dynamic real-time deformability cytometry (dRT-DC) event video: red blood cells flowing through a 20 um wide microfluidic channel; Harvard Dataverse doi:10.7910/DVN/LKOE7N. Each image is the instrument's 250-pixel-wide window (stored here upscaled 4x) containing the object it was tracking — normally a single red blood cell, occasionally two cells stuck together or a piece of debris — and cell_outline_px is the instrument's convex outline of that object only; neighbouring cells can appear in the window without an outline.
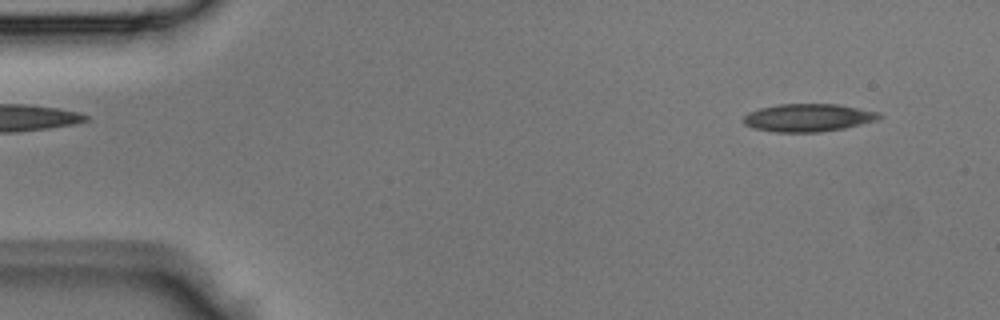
{"species": "Egyptian fruit bat (a non-hibernating species)", "species_latin": "Rousettus aegyptiacus", "temperature_condition": "room temperature", "stored_images_in_passage": 42, "camera_frame_rate_fps": 3000, "um_per_image_px": 0.085, "animal": {"sex": "male"}, "frame": {"image": 1, "passage_image": 3, "time_ms": 0.667, "image_size_px": [1000, 320], "cell_outline_px": [[884, 116], [876, 120], [844, 128], [820, 132], [776, 132], [756, 128], [744, 124], [744, 116], [748, 112], [760, 108], [780, 104], [836, 104], [880, 112]], "centroid_in_image_um": [68.71, 10.0], "position_along_channel_um": 16.3, "area_um2": 21.85}}
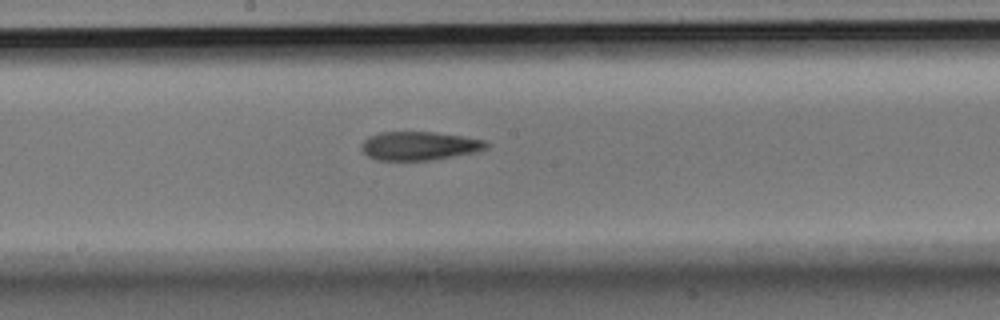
{"frame": {"image": 2, "passage_image": 22, "time_ms": 7.0, "image_size_px": [1000, 320], "cell_outline_px": [[492, 144], [488, 148], [472, 152], [432, 160], [376, 160], [368, 156], [360, 148], [364, 140], [368, 136], [380, 132], [432, 132], [460, 136], [484, 140]], "centroid_in_image_um": [35.62, 12.39], "position_along_channel_um": 212.6, "area_um2": 20.69}}
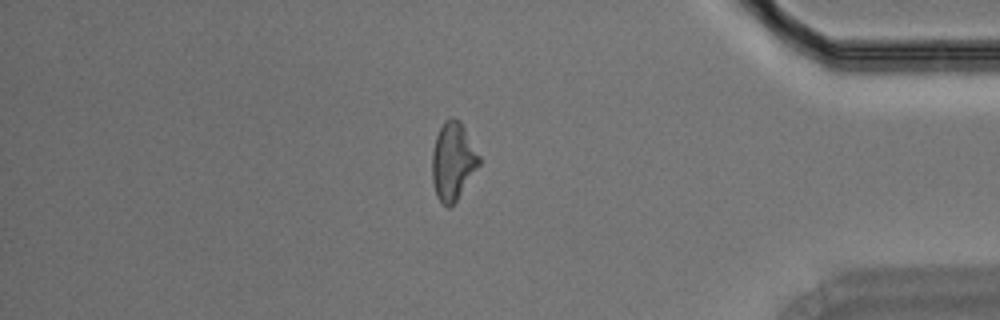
{"frame": {"image": 3, "passage_image": 36, "time_ms": 11.667, "image_size_px": [1000, 320], "cell_outline_px": [[480, 164], [456, 200], [448, 208], [436, 196], [432, 180], [432, 152], [436, 136], [444, 120], [452, 116], [460, 120], [480, 156]], "centroid_in_image_um": [38.49, 13.67], "position_along_channel_um": 396.7, "area_um2": 21.15}}